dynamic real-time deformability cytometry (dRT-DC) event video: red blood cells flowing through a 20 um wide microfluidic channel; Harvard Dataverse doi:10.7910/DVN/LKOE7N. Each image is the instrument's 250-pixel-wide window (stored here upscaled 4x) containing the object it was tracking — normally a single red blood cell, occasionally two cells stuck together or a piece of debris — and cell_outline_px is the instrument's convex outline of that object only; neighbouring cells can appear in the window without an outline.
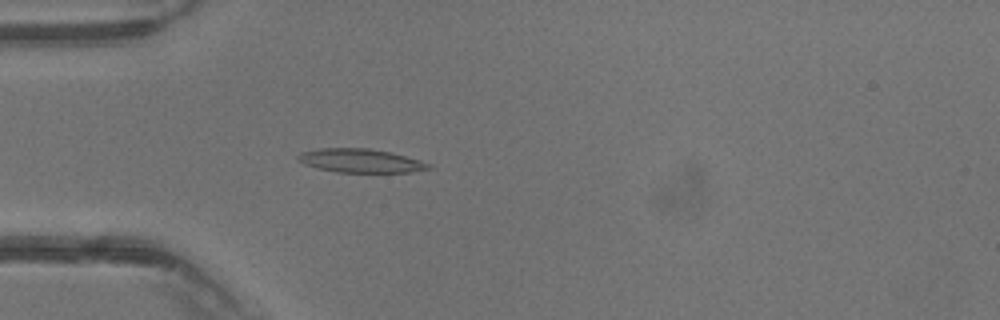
{"species": "common noctule bat (a hibernating species)", "species_latin": "Nyctalus noctula", "temperature_condition": "warm", "stored_images_in_passage": 40, "camera_frame_rate_fps": 3000, "um_per_image_px": 0.085, "animal": {"sex": "male", "body_mass_g": 13.3}, "frame": {"image": 1, "passage_image": 12, "time_ms": 3.667, "image_size_px": [1000, 320], "cell_outline_px": [[432, 168], [412, 172], [336, 172], [316, 168], [304, 164], [296, 156], [300, 152], [320, 148], [368, 148], [388, 152], [420, 160], [432, 164]], "centroid_in_image_um": [30.64, 13.66], "position_along_channel_um": 54.4, "area_um2": 17.98}}
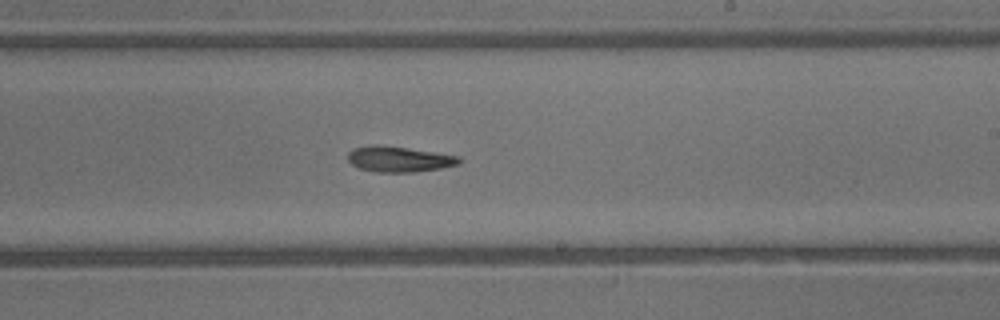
{"frame": {"image": 2, "passage_image": 24, "time_ms": 7.667, "image_size_px": [1000, 320], "cell_outline_px": [[464, 160], [460, 164], [440, 168], [416, 172], [376, 172], [360, 168], [352, 164], [348, 160], [348, 152], [352, 148], [368, 144], [376, 144], [408, 148], [460, 156]], "centroid_in_image_um": [33.92, 13.52], "position_along_channel_um": 255.1, "area_um2": 16.82}}
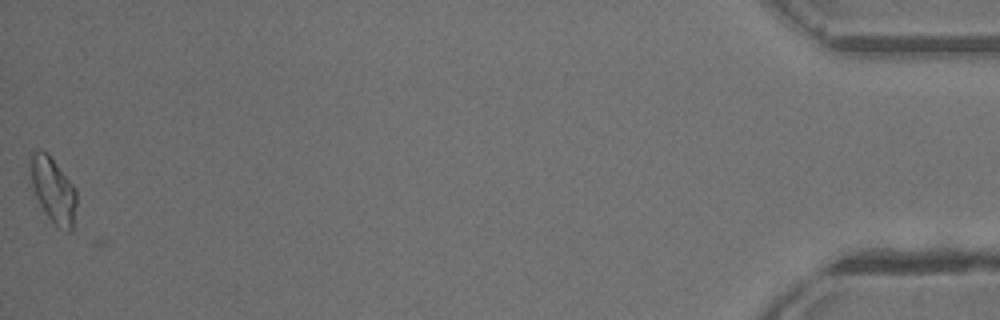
{"frame": {"image": 3, "passage_image": 40, "time_ms": 13.0, "image_size_px": [1000, 320], "cell_outline_px": [[76, 204], [72, 232], [68, 232], [56, 224], [48, 216], [40, 204], [36, 196], [32, 184], [32, 152], [36, 148], [40, 148], [48, 152], [76, 188]], "centroid_in_image_um": [4.56, 16.12], "position_along_channel_um": 430.6, "area_um2": 17.22}}